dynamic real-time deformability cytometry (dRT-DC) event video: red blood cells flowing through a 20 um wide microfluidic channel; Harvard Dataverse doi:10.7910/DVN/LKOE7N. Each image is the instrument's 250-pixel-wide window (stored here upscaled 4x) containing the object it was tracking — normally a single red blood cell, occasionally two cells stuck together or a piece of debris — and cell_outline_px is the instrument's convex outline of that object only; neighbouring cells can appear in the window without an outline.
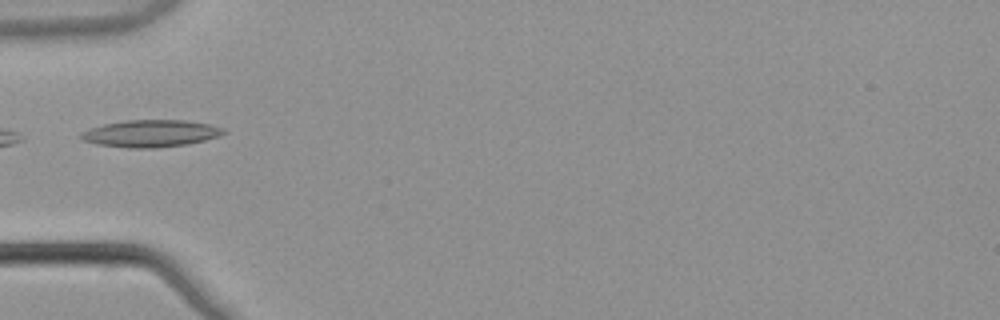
{"species": "common noctule bat (a hibernating species)", "species_latin": "Nyctalus noctula", "temperature_condition": "warm", "stored_images_in_passage": 4, "camera_frame_rate_fps": 3000, "um_per_image_px": 0.085, "animal": {"sex": "male", "body_mass_g": 21.5, "forearm_length_mm": 52.0}, "frame": {"image": 1, "passage_image": 4, "time_ms": 1.0, "image_size_px": [1000, 320], "cell_outline_px": [[228, 132], [220, 136], [188, 144], [156, 148], [128, 148], [96, 144], [84, 140], [80, 136], [80, 132], [88, 128], [104, 124], [124, 120], [184, 120], [208, 124], [224, 128]], "centroid_in_image_um": [12.81, 11.34], "position_along_channel_um": 72.2, "area_um2": 22.66}}